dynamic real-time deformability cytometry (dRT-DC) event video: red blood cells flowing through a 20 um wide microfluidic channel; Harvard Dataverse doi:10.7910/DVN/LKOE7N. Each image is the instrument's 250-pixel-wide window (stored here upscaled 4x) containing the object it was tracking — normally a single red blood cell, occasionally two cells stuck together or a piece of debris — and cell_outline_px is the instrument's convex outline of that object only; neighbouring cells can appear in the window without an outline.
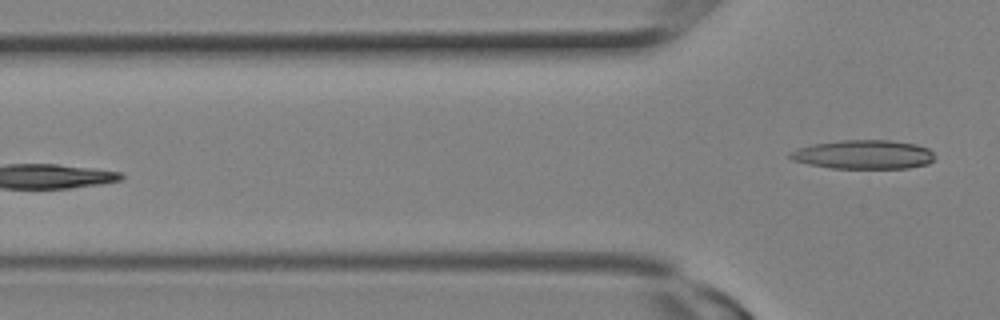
{"species": "Egyptian fruit bat (a non-hibernating species)", "species_latin": "Rousettus aegyptiacus", "temperature_condition": "room temperature", "stored_images_in_passage": 9, "segment_of_instrument_passage": [2, 2], "camera_frame_rate_fps": 3000, "um_per_image_px": 0.085, "animal": {"sex": "female"}, "frame": {"image": 1, "passage_image": 9, "time_ms": 2.667, "image_size_px": [1000, 320], "cell_outline_px": [[936, 156], [928, 164], [908, 168], [832, 168], [808, 164], [792, 160], [788, 156], [788, 152], [796, 148], [812, 144], [844, 140], [892, 140], [916, 144], [928, 148]], "centroid_in_image_um": [73.39, 13.13], "position_along_channel_um": 52.4, "area_um2": 24.57}}